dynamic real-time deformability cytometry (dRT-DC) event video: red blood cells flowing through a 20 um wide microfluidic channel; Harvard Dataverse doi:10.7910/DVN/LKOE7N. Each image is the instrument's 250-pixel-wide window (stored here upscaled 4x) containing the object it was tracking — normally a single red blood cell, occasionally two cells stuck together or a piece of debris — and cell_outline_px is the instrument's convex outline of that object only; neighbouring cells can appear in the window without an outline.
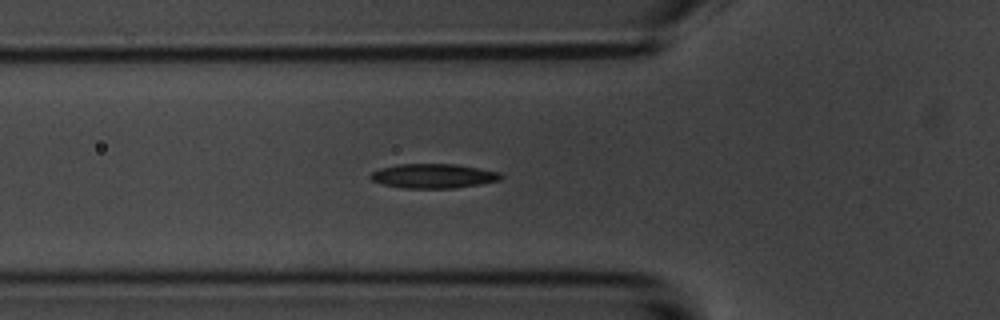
{"species": "common noctule bat (a hibernating species)", "species_latin": "Nyctalus noctula", "temperature_condition": "room temperature", "stored_images_in_passage": 46, "camera_frame_rate_fps": 3000, "um_per_image_px": 0.085, "animal": {"sex": "male", "body_mass_g": 20.1, "forearm_length_mm": 53.5}, "frame": {"image": 1, "passage_image": 8, "time_ms": 2.333, "image_size_px": [1000, 320], "cell_outline_px": [[504, 176], [500, 180], [480, 184], [456, 188], [404, 188], [384, 184], [372, 180], [368, 176], [372, 172], [380, 168], [396, 164], [456, 164], [480, 168], [500, 172]], "centroid_in_image_um": [36.86, 14.95], "position_along_channel_um": 88.9, "area_um2": 18.61}}
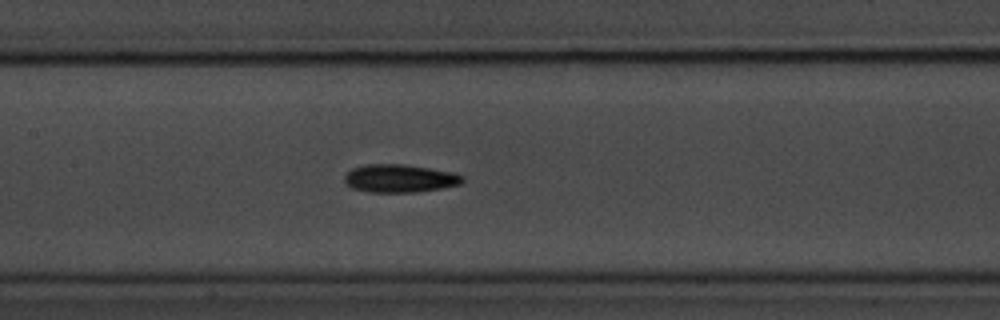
{"frame": {"image": 2, "passage_image": 15, "time_ms": 4.667, "image_size_px": [1000, 320], "cell_outline_px": [[464, 180], [460, 184], [440, 188], [416, 192], [368, 192], [352, 188], [344, 180], [344, 176], [352, 168], [368, 164], [404, 164], [452, 172], [464, 176]], "centroid_in_image_um": [33.96, 15.16], "position_along_channel_um": 173.4, "area_um2": 19.13}}
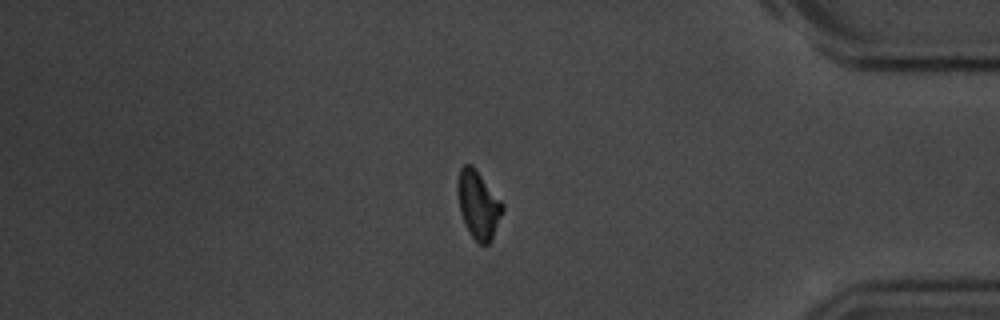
{"frame": {"image": 3, "passage_image": 36, "time_ms": 11.667, "image_size_px": [1000, 320], "cell_outline_px": [[504, 208], [492, 240], [488, 244], [480, 244], [468, 232], [460, 212], [456, 192], [456, 180], [460, 168], [464, 164], [472, 164], [476, 168], [504, 204]], "centroid_in_image_um": [40.63, 17.36], "position_along_channel_um": 394.6, "area_um2": 18.09}, "authors_computed_cell_mechanics": {"area_um2": 18.2648, "velocity_mm_per_s": 3.5811, "shape_relaxation_time_tau1_ms": 2.9399, "shape_relaxation_time_tau2_ms": null, "deformation_change_tau1": 0.1114, "deformation_change_tau2": null}}